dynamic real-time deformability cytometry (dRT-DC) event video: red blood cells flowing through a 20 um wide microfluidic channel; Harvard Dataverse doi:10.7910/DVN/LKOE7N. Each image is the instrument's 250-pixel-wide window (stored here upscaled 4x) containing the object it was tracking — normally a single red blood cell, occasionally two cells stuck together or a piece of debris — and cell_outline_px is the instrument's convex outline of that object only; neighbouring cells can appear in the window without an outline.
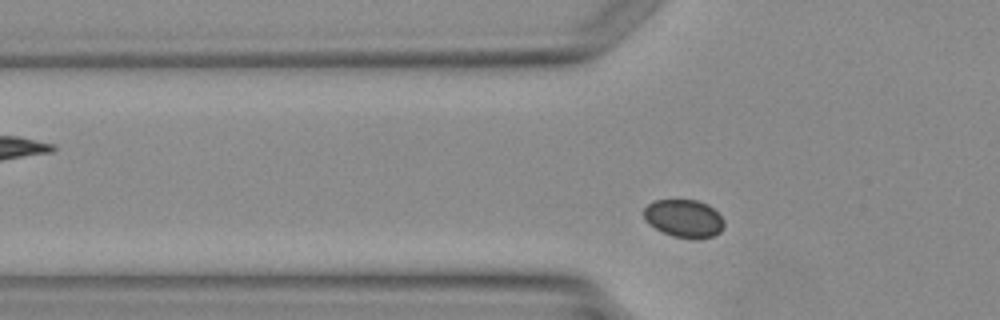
{"species": "Egyptian fruit bat (a non-hibernating species)", "species_latin": "Rousettus aegyptiacus", "temperature_condition": "warm", "stored_images_in_passage": 2, "camera_frame_rate_fps": 3000, "um_per_image_px": 0.085, "animal": {"sex": "female"}, "frame": {"image": 1, "passage_image": 2, "time_ms": 1.333, "image_size_px": [1000, 320], "cell_outline_px": [[724, 228], [720, 232], [712, 236], [672, 236], [656, 228], [644, 216], [644, 208], [652, 200], [696, 200], [708, 204], [724, 220]], "centroid_in_image_um": [58.14, 18.52], "position_along_channel_um": 67.7, "area_um2": 17.05}}